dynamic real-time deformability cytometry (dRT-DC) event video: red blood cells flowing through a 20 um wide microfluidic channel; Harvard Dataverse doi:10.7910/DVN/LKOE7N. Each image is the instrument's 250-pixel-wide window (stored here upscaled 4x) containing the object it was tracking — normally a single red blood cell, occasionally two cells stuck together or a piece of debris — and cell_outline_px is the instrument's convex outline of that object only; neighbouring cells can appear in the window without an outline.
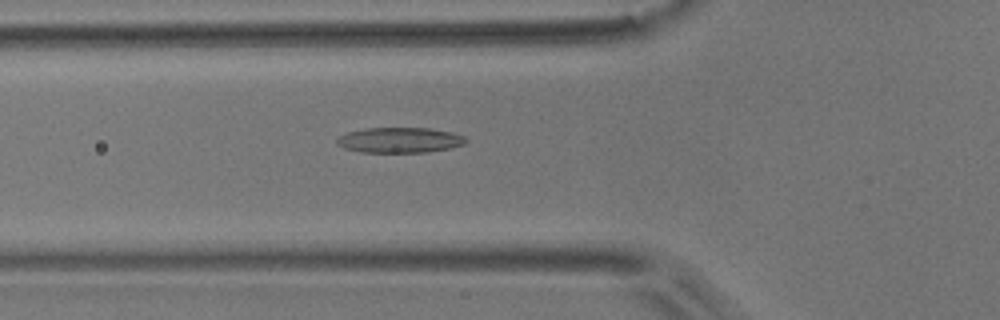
{"species": "common noctule bat (a hibernating species)", "species_latin": "Nyctalus noctula", "temperature_condition": "room temperature", "stored_images_in_passage": 6, "camera_frame_rate_fps": 3000, "um_per_image_px": 0.085, "animal": {"sex": "male", "body_mass_g": 17.9}, "frame": {"image": 1, "passage_image": 3, "time_ms": 0.667, "image_size_px": [1000, 320], "cell_outline_px": [[468, 140], [464, 144], [448, 148], [428, 152], [360, 152], [344, 148], [336, 144], [336, 140], [340, 136], [348, 132], [364, 128], [428, 128], [452, 132], [464, 136]], "centroid_in_image_um": [33.96, 11.9], "position_along_channel_um": 91.8, "area_um2": 19.02}}
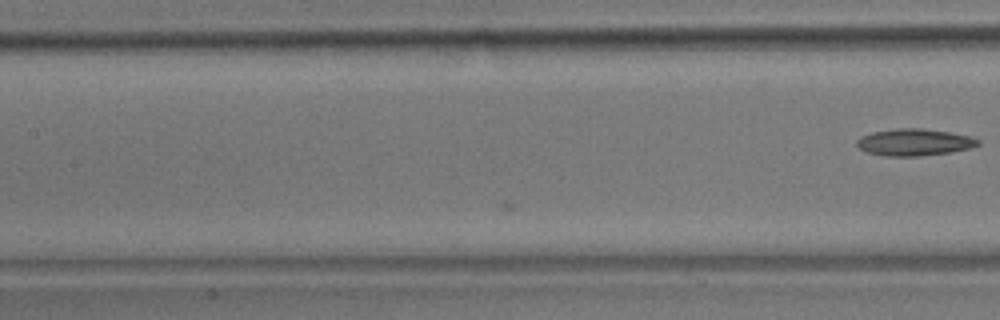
{"frame": {"image": 2, "passage_image": 6, "time_ms": 1.667, "image_size_px": [1000, 320], "cell_outline_px": [[980, 144], [972, 148], [952, 152], [920, 156], [884, 156], [864, 152], [856, 144], [856, 140], [860, 136], [872, 132], [896, 128], [920, 128], [948, 132], [968, 136], [980, 140]], "centroid_in_image_um": [77.68, 12.1], "position_along_channel_um": 129.7, "area_um2": 19.13}}